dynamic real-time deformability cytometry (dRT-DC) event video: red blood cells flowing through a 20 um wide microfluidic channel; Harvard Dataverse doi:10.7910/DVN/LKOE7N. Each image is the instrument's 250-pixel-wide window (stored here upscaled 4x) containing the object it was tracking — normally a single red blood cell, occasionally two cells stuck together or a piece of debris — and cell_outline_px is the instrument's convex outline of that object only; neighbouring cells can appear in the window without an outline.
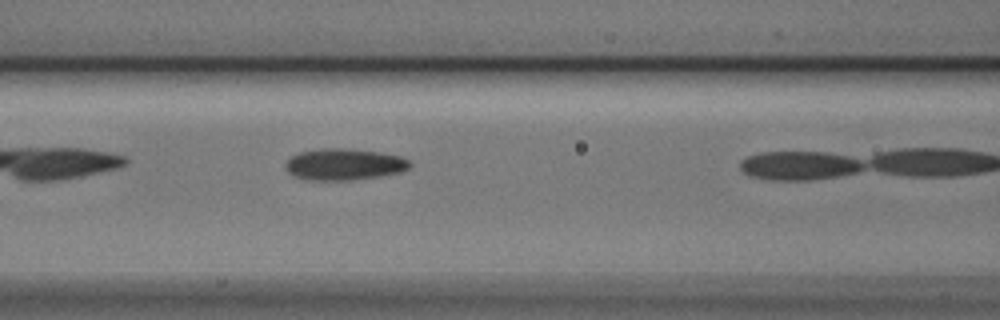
{"species": "Egyptian fruit bat (a non-hibernating species)", "species_latin": "Rousettus aegyptiacus", "temperature_condition": "cold", "stored_images_in_passage": 7, "camera_frame_rate_fps": 3000, "um_per_image_px": 0.085, "animal": {"sex": "male"}, "frame": {"image": 1, "passage_image": 6, "time_ms": 1.667, "image_size_px": [1000, 320], "cell_outline_px": [[412, 164], [408, 168], [400, 172], [352, 180], [308, 180], [296, 176], [288, 172], [284, 164], [292, 156], [300, 152], [320, 148], [348, 148], [380, 152], [400, 156], [408, 160]], "centroid_in_image_um": [29.24, 13.96], "position_along_channel_um": 137.4, "area_um2": 22.72}}